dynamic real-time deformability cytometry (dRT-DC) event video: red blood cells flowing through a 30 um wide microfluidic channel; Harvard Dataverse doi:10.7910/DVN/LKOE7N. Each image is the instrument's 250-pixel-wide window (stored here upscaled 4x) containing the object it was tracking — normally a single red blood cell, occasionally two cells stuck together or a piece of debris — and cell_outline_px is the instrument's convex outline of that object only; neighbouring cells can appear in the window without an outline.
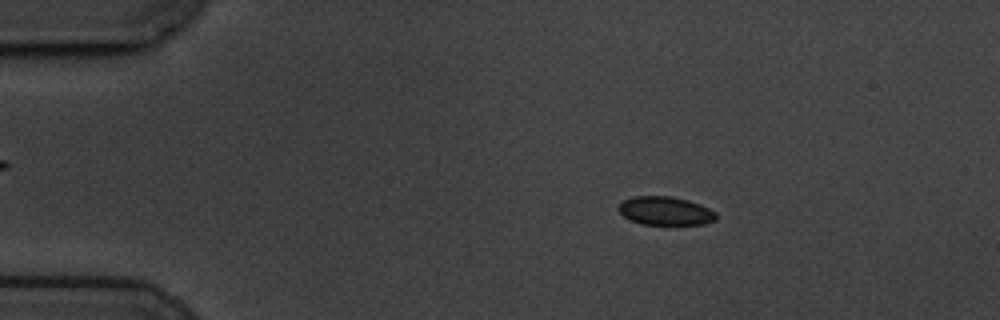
{"species": "common noctule bat (a hibernating species)", "species_latin": "Nyctalus noctula", "temperature_condition": "cold", "stored_images_in_passage": 59, "camera_frame_rate_fps": 3000, "um_per_image_px": 0.085, "animal": {"sex": "male", "body_mass_g": 19.5, "forearm_length_mm": 54.6}, "frame": {"image": 1, "passage_image": 10, "time_ms": 3.0, "image_size_px": [1000, 320], "cell_outline_px": [[716, 220], [704, 224], [640, 224], [624, 216], [616, 208], [624, 200], [632, 196], [672, 196], [688, 200], [700, 204], [716, 212]], "centroid_in_image_um": [56.55, 17.92], "position_along_channel_um": 28.4, "area_um2": 16.18}}
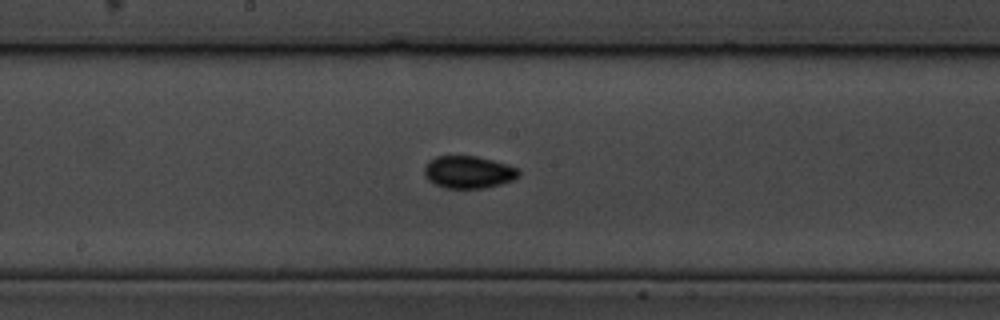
{"frame": {"image": 2, "passage_image": 31, "time_ms": 10.0, "image_size_px": [1000, 320], "cell_outline_px": [[520, 176], [512, 180], [500, 184], [484, 188], [444, 188], [428, 180], [424, 176], [424, 168], [428, 160], [436, 156], [476, 156], [508, 164], [516, 168], [520, 172]], "centroid_in_image_um": [39.8, 14.62], "position_along_channel_um": 208.4, "area_um2": 17.86}}
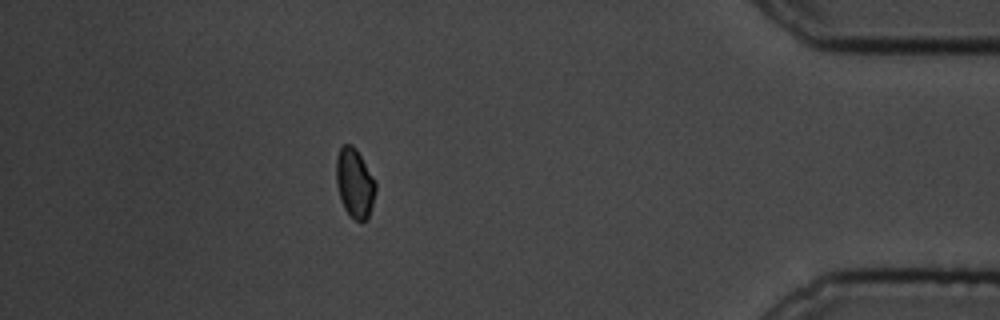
{"frame": {"image": 3, "passage_image": 52, "time_ms": 17.0, "image_size_px": [1000, 320], "cell_outline_px": [[376, 188], [368, 220], [356, 220], [344, 208], [340, 200], [336, 184], [336, 156], [340, 148], [344, 144], [352, 144], [356, 148], [376, 180]], "centroid_in_image_um": [30.14, 15.53], "position_along_channel_um": 405.1, "area_um2": 16.01}, "authors_computed_cell_mechanics": {"area_um2": 16.4152, "velocity_mm_per_s": 3.4306, "shape_relaxation_time_tau1_ms": 3.8484, "shape_relaxation_time_tau2_ms": null, "deformation_change_tau1": 0.0618, "deformation_change_tau2": null}}